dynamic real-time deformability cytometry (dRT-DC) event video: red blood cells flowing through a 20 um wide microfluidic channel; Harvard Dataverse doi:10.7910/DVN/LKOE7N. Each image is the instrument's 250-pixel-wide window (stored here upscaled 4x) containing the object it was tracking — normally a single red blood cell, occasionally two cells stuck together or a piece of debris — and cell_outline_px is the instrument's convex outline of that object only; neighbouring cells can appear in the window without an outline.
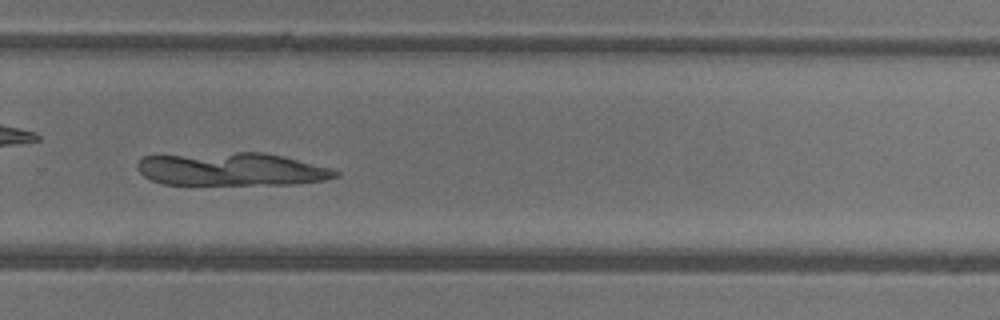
{"species": "common noctule bat (a hibernating species)", "species_latin": "Nyctalus noctula", "temperature_condition": "warm", "stored_images_in_passage": 33, "camera_frame_rate_fps": 3000, "um_per_image_px": 0.085, "animal": {"sex": "female"}, "frame": {"image": 1, "passage_image": 19, "time_ms": 6.0, "image_size_px": [1000, 320], "cell_outline_px": [[340, 176], [324, 180], [296, 184], [164, 184], [152, 180], [144, 176], [136, 168], [136, 164], [144, 156], [236, 152], [264, 152], [328, 168], [340, 172]], "centroid_in_image_um": [19.65, 14.38], "position_along_channel_um": 310.1, "area_um2": 37.8}}